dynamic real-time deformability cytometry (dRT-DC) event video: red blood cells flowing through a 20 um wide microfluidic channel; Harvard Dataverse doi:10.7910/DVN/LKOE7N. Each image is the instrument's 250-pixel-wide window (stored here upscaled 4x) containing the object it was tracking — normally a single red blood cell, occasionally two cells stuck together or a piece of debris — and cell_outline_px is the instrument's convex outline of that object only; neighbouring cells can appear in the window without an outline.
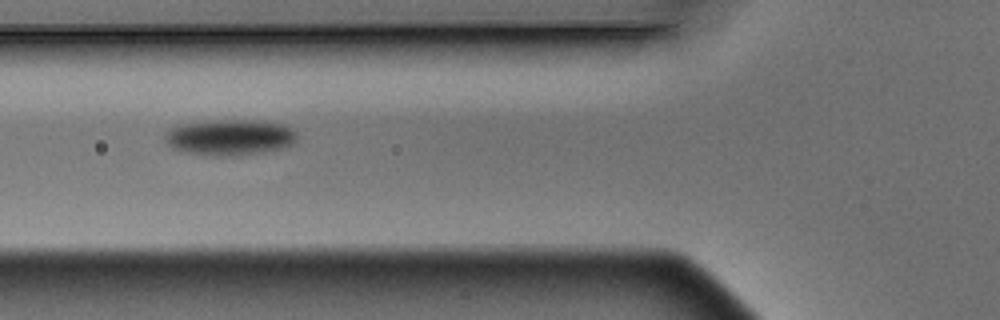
{"species": "Egyptian fruit bat (a non-hibernating species)", "species_latin": "Rousettus aegyptiacus", "temperature_condition": "warm", "stored_images_in_passage": 6, "camera_frame_rate_fps": 3000, "um_per_image_px": 0.085, "animal": {"sex": "male"}, "frame": {"image": 1, "passage_image": 6, "time_ms": 1.667, "image_size_px": [1000, 320], "cell_outline_px": [[296, 140], [292, 144], [280, 148], [264, 152], [236, 156], [212, 156], [188, 152], [172, 148], [168, 144], [164, 136], [172, 128], [188, 124], [216, 120], [264, 120], [284, 124], [292, 128], [296, 132]], "centroid_in_image_um": [19.61, 11.67], "position_along_channel_um": 106.2, "area_um2": 27.46}}